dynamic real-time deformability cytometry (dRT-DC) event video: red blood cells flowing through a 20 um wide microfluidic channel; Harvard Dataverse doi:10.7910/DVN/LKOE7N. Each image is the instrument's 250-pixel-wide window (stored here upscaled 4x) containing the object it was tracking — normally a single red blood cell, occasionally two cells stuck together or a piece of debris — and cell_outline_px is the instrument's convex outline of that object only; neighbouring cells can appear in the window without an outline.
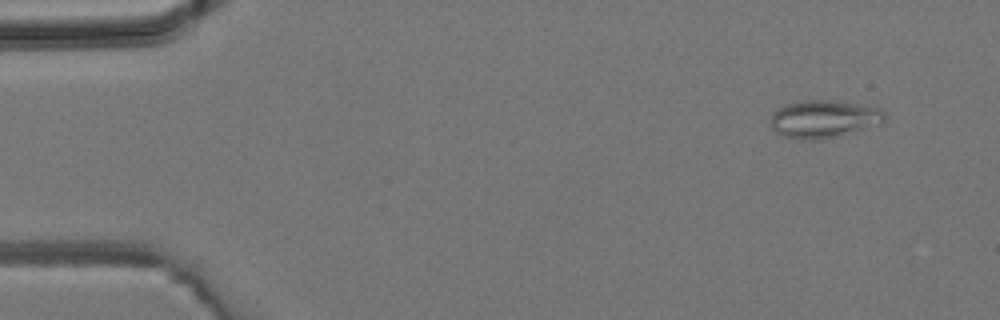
{"species": "common noctule bat (a hibernating species)", "species_latin": "Nyctalus noctula", "temperature_condition": "room temperature", "stored_images_in_passage": 4, "camera_frame_rate_fps": 3000, "um_per_image_px": 0.085, "animal": {"sex": "male", "body_mass_g": 19.2, "forearm_length_mm": 51.8}, "frame": {"image": 1, "passage_image": 1, "time_ms": 0.0, "image_size_px": [1000, 320], "cell_outline_px": [[888, 116], [884, 124], [816, 140], [796, 140], [784, 136], [776, 132], [772, 128], [772, 112], [788, 104], [804, 100], [828, 100], [856, 104], [880, 108]], "centroid_in_image_um": [70.06, 10.12], "position_along_channel_um": 14.9, "area_um2": 24.91}}